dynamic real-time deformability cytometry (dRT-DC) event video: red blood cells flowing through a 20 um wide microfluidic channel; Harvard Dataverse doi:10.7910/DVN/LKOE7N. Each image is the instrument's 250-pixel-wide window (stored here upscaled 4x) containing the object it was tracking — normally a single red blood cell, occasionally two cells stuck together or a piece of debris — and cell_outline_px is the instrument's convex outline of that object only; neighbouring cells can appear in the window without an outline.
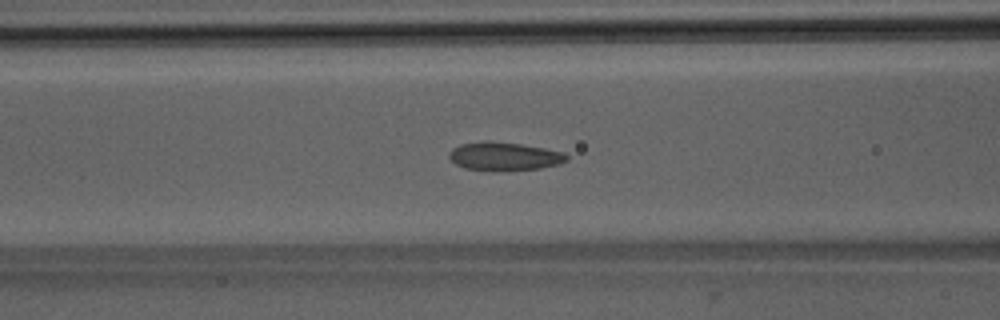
{"species": "Egyptian fruit bat (a non-hibernating species)", "species_latin": "Rousettus aegyptiacus", "temperature_condition": "room temperature", "stored_images_in_passage": 39, "camera_frame_rate_fps": 3000, "um_per_image_px": 0.085, "animal": {"sex": "male"}, "frame": {"image": 1, "passage_image": 8, "time_ms": 2.333, "image_size_px": [1000, 320], "cell_outline_px": [[568, 160], [560, 164], [540, 168], [496, 172], [464, 168], [456, 164], [448, 156], [448, 152], [452, 148], [460, 144], [484, 140], [488, 140], [520, 144], [544, 148], [564, 152], [568, 156]], "centroid_in_image_um": [42.84, 13.29], "position_along_channel_um": 123.8, "area_um2": 19.83}}
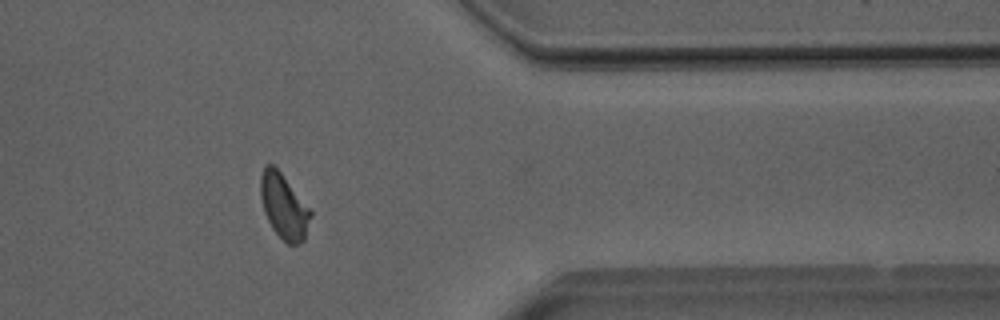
{"frame": {"image": 2, "passage_image": 29, "time_ms": 9.333, "image_size_px": [1000, 320], "cell_outline_px": [[312, 216], [304, 240], [300, 244], [288, 244], [272, 228], [264, 212], [260, 196], [260, 176], [264, 168], [268, 164], [272, 164], [280, 172], [312, 212]], "centroid_in_image_um": [24.12, 17.56], "position_along_channel_um": 387.3, "area_um2": 18.61}}
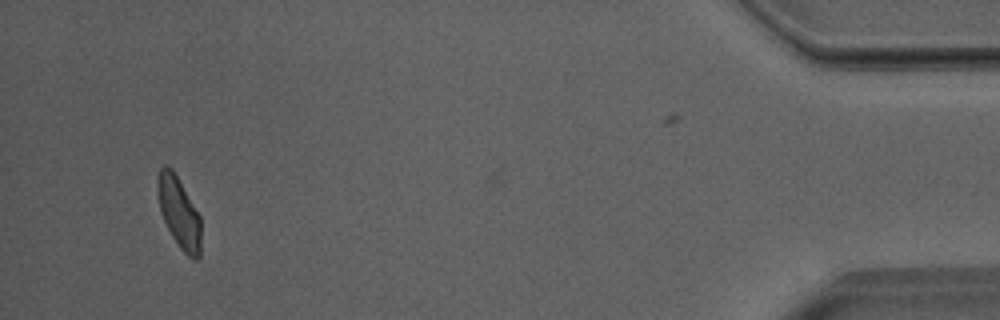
{"frame": {"image": 3, "passage_image": 36, "time_ms": 11.667, "image_size_px": [1000, 320], "cell_outline_px": [[200, 256], [196, 260], [192, 260], [180, 248], [172, 236], [160, 212], [156, 184], [160, 168], [164, 164], [168, 164], [172, 168], [200, 216]], "centroid_in_image_um": [15.2, 18.05], "position_along_channel_um": 420.0, "area_um2": 17.86}, "authors_computed_cell_mechanics": {"area_um2": 18.7272, "velocity_mm_per_s": 3.9941, "shape_relaxation_time_tau1_ms": 8.5606, "shape_relaxation_time_tau2_ms": 1.277, "deformation_change_tau1": 0.1701, "deformation_change_tau2": 0.0626}}